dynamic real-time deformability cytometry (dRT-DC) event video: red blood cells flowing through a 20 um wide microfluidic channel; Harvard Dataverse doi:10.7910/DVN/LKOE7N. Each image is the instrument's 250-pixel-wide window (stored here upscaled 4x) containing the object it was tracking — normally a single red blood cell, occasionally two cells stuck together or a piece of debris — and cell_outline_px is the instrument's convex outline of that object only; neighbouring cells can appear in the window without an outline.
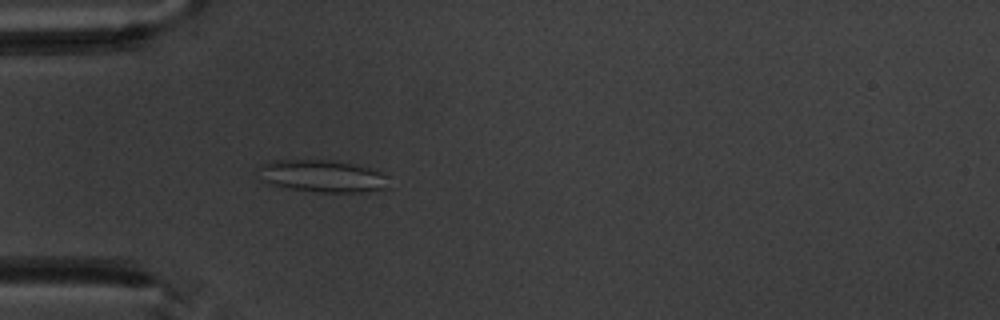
{"species": "common noctule bat (a hibernating species)", "species_latin": "Nyctalus noctula", "temperature_condition": "warm", "stored_images_in_passage": 4, "camera_frame_rate_fps": 3000, "um_per_image_px": 0.085, "animal": {"sex": "male", "body_mass_g": 20.1, "forearm_length_mm": 53.5}, "frame": {"image": 1, "passage_image": 4, "time_ms": 3.333, "image_size_px": [1000, 320], "cell_outline_px": [[388, 188], [368, 192], [316, 192], [268, 184], [264, 180], [260, 168], [260, 164], [276, 160], [336, 160], [368, 168], [380, 172], [384, 176]], "centroid_in_image_um": [27.41, 14.97], "position_along_channel_um": 57.6, "area_um2": 24.04}}